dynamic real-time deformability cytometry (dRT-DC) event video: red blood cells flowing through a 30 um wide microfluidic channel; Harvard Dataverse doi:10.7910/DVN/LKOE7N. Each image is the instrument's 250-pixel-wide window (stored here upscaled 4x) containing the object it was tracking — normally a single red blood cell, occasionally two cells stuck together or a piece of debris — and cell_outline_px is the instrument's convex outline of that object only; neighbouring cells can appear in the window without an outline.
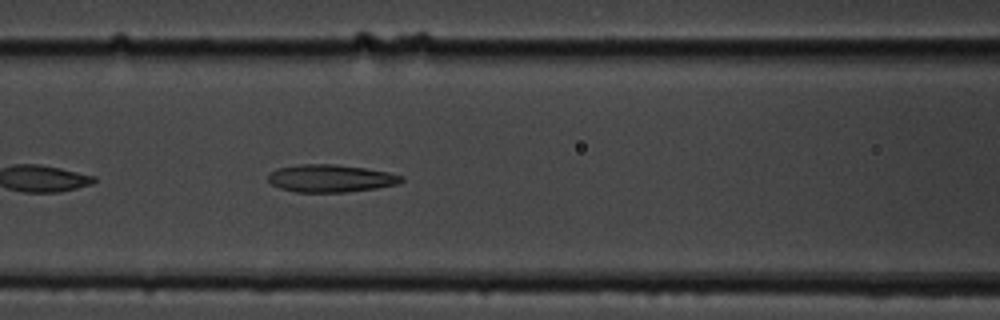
{"species": "common noctule bat (a hibernating species)", "species_latin": "Nyctalus noctula", "temperature_condition": "cold", "stored_images_in_passage": 7, "camera_frame_rate_fps": 3000, "um_per_image_px": 0.085, "animal": {"sex": "male", "body_mass_g": 19.5, "forearm_length_mm": 54.6}, "frame": {"image": 1, "passage_image": 7, "time_ms": 7.667, "image_size_px": [1000, 320], "cell_outline_px": [[404, 180], [400, 184], [376, 188], [348, 192], [296, 192], [280, 188], [272, 184], [268, 180], [268, 172], [276, 168], [300, 164], [336, 164], [364, 168], [388, 172], [404, 176]], "centroid_in_image_um": [28.11, 15.16], "position_along_channel_um": 138.5, "area_um2": 21.62}}